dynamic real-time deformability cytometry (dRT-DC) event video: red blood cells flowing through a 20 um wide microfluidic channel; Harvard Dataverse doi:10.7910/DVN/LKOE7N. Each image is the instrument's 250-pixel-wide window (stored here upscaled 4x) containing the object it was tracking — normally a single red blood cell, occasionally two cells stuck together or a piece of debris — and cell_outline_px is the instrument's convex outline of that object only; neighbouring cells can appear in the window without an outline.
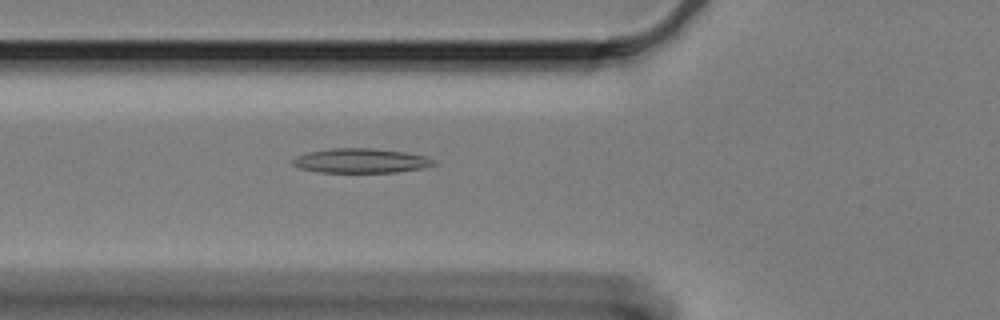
{"species": "Egyptian fruit bat (a non-hibernating species)", "species_latin": "Rousettus aegyptiacus", "temperature_condition": "cold", "stored_images_in_passage": 60, "camera_frame_rate_fps": 3000, "um_per_image_px": 0.085, "animal": {"sex": "female"}, "frame": {"image": 1, "passage_image": 21, "time_ms": 6.667, "image_size_px": [1000, 320], "cell_outline_px": [[436, 164], [424, 168], [396, 172], [320, 172], [300, 168], [292, 164], [288, 160], [296, 156], [308, 152], [328, 148], [372, 148], [404, 152], [424, 156], [436, 160]], "centroid_in_image_um": [30.64, 13.66], "position_along_channel_um": 95.2, "area_um2": 20.23}}
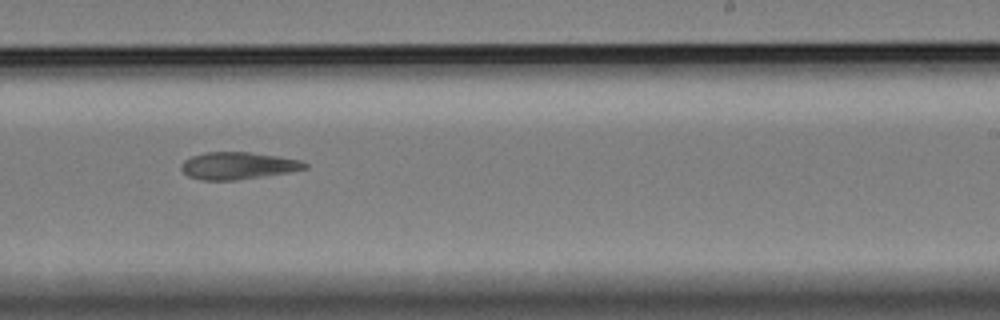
{"frame": {"image": 2, "passage_image": 37, "time_ms": 12.0, "image_size_px": [1000, 320], "cell_outline_px": [[308, 168], [288, 172], [264, 176], [236, 180], [200, 180], [188, 176], [180, 168], [180, 164], [184, 160], [192, 156], [208, 152], [248, 152], [276, 156], [300, 160], [308, 164]], "centroid_in_image_um": [20.2, 14.09], "position_along_channel_um": 268.8, "area_um2": 19.48}}
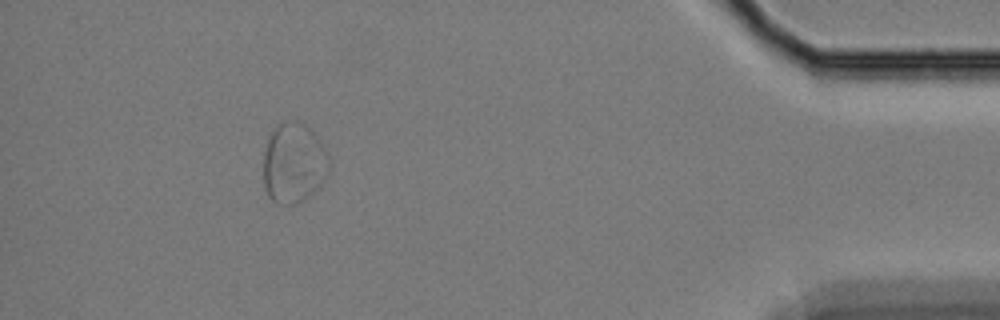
{"frame": {"image": 3, "passage_image": 55, "time_ms": 18.0, "image_size_px": [1000, 320], "cell_outline_px": [[328, 168], [324, 180], [304, 200], [296, 204], [276, 204], [268, 196], [264, 188], [264, 152], [268, 136], [276, 124], [292, 120], [304, 124], [320, 140], [328, 156]], "centroid_in_image_um": [24.93, 13.86], "position_along_channel_um": 410.3, "area_um2": 30.58}}